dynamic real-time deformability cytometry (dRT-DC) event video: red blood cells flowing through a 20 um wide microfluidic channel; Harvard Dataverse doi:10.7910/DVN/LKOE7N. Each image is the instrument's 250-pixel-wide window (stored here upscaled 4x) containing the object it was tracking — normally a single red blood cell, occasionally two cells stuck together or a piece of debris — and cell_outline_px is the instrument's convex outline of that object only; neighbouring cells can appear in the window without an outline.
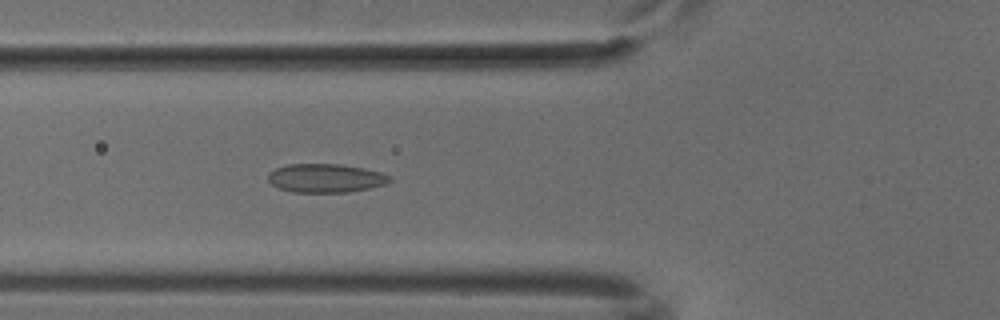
{"species": "common noctule bat (a hibernating species)", "species_latin": "Nyctalus noctula", "temperature_condition": "cold", "stored_images_in_passage": 47, "camera_frame_rate_fps": 3000, "um_per_image_px": 0.085, "animal": {"sex": "male", "body_mass_g": 18.8}, "frame": {"image": 1, "passage_image": 18, "time_ms": 5.667, "image_size_px": [1000, 320], "cell_outline_px": [[392, 180], [384, 184], [368, 188], [348, 192], [292, 192], [280, 188], [272, 184], [268, 180], [268, 176], [276, 168], [288, 164], [340, 164], [364, 168], [380, 172], [392, 176]], "centroid_in_image_um": [27.7, 15.14], "position_along_channel_um": 98.1, "area_um2": 20.17}}
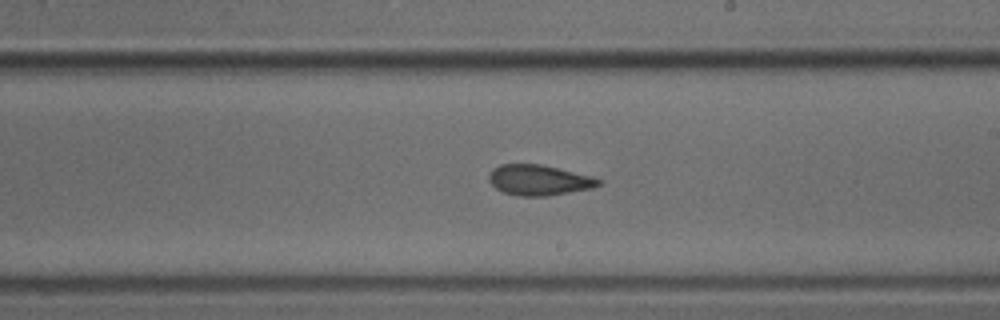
{"frame": {"image": 2, "passage_image": 29, "time_ms": 9.333, "image_size_px": [1000, 320], "cell_outline_px": [[600, 184], [592, 188], [544, 196], [516, 196], [504, 192], [496, 188], [488, 180], [488, 176], [492, 168], [500, 164], [540, 164], [592, 176], [600, 180]], "centroid_in_image_um": [45.76, 15.3], "position_along_channel_um": 243.2, "area_um2": 19.31}}
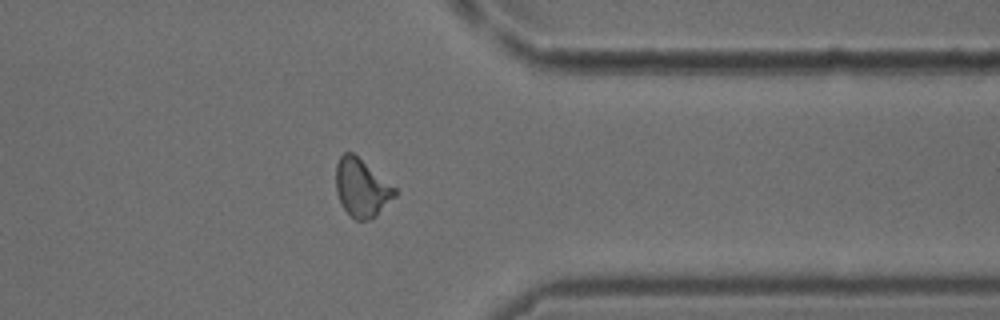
{"frame": {"image": 3, "passage_image": 40, "time_ms": 13.0, "image_size_px": [1000, 320], "cell_outline_px": [[396, 196], [376, 216], [368, 220], [356, 220], [344, 208], [336, 192], [336, 164], [340, 156], [344, 152], [352, 152], [396, 188]], "centroid_in_image_um": [30.74, 15.97], "position_along_channel_um": 380.7, "area_um2": 19.65}}